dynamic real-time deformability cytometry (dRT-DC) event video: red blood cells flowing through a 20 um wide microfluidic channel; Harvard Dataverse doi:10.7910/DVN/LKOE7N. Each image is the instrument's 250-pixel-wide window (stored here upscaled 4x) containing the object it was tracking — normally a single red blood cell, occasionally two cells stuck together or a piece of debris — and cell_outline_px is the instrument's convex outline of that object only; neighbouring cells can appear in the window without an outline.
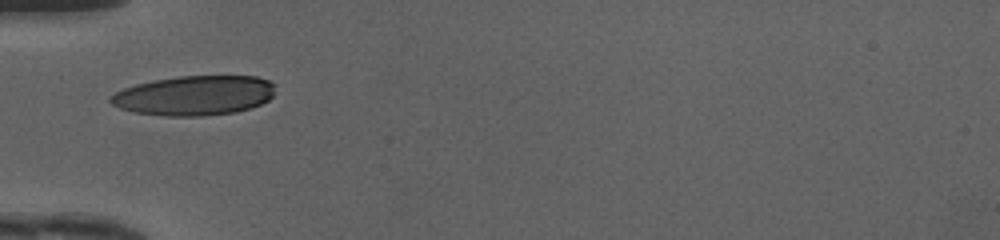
{"species": "human", "species_latin": "Homo sapiens", "temperature_condition": "cold", "stored_images_in_passage": 26, "camera_frame_rate_fps": 3000, "um_per_image_px": 0.085, "donor": {"sex": "female"}, "frame": {"image": 1, "passage_image": 1, "time_ms": 0.0, "image_size_px": [1000, 240], "cell_outline_px": [[276, 84], [272, 96], [268, 100], [260, 104], [236, 112], [200, 116], [164, 116], [136, 112], [120, 108], [112, 104], [108, 100], [108, 96], [124, 88], [136, 84], [156, 80], [180, 76], [256, 76], [268, 80]], "centroid_in_image_um": [16.52, 8.11], "position_along_channel_um": 68.5, "area_um2": 38.03}}
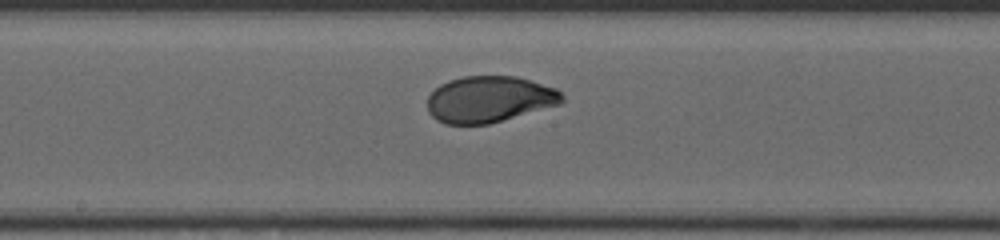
{"frame": {"image": 2, "passage_image": 11, "time_ms": 3.333, "image_size_px": [1000, 240], "cell_outline_px": [[564, 100], [560, 104], [488, 124], [444, 124], [436, 120], [428, 112], [428, 96], [440, 84], [448, 80], [464, 76], [516, 76], [532, 80], [556, 88], [564, 96]], "centroid_in_image_um": [41.59, 8.43], "position_along_channel_um": 206.6, "area_um2": 36.41}}
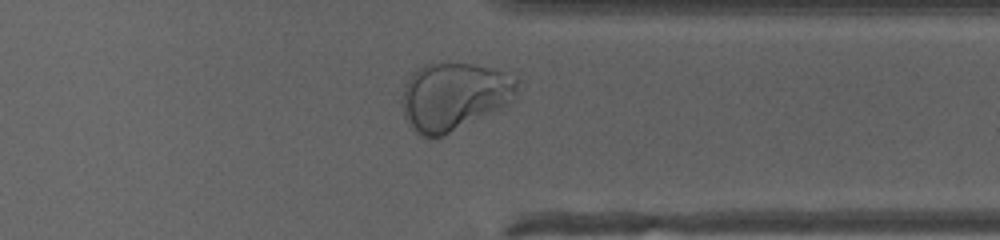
{"frame": {"image": 3, "passage_image": 23, "time_ms": 7.333, "image_size_px": [1000, 240], "cell_outline_px": [[520, 80], [516, 100], [504, 108], [436, 140], [428, 140], [420, 136], [408, 124], [404, 116], [400, 104], [400, 100], [404, 84], [408, 76], [416, 68], [424, 64], [472, 64], [504, 72], [516, 76]], "centroid_in_image_um": [38.59, 8.24], "position_along_channel_um": 372.8, "area_um2": 46.99}, "authors_computed_cell_mechanics": {"area_um2": 37.1365, "velocity_mm_per_s": 4.167, "shape_relaxation_time_tau1_ms": 3.8434, "shape_relaxation_time_tau2_ms": null, "deformation_change_tau1": 0.1875, "deformation_change_tau2": null}}